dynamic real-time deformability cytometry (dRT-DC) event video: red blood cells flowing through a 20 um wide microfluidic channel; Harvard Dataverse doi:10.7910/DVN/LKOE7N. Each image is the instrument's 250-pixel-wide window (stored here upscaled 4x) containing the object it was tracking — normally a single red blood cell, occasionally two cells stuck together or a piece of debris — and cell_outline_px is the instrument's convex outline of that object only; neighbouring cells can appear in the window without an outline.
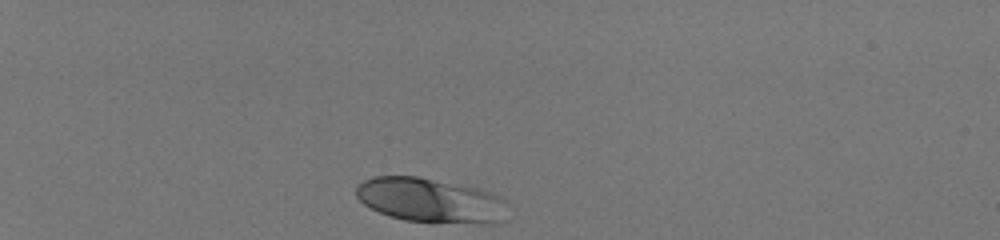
{"species": "human", "species_latin": "Homo sapiens", "temperature_condition": "room temperature", "stored_images_in_passage": 35, "camera_frame_rate_fps": 3000, "um_per_image_px": 0.085, "donor": {"sex": "male"}, "frame": {"image": 1, "passage_image": 1, "time_ms": 0.0, "image_size_px": [1000, 240], "cell_outline_px": [[508, 204], [500, 224], [480, 224], [404, 220], [388, 216], [364, 204], [356, 196], [356, 184], [372, 176], [416, 176], [476, 188], [488, 192], [504, 200]], "centroid_in_image_um": [36.57, 17.04], "position_along_channel_um": 48.4, "area_um2": 39.19}}
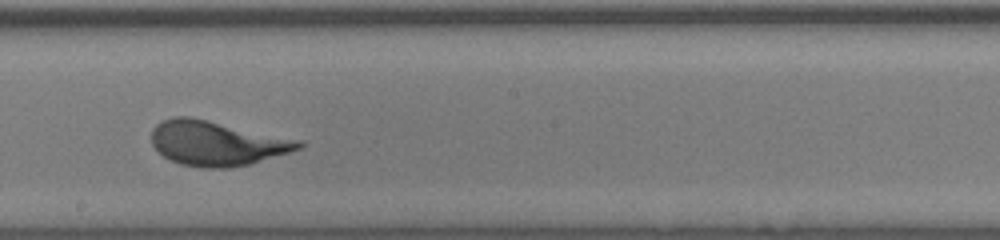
{"frame": {"image": 2, "passage_image": 20, "time_ms": 6.333, "image_size_px": [1000, 240], "cell_outline_px": [[304, 144], [300, 148], [288, 152], [248, 164], [228, 168], [204, 168], [180, 164], [164, 156], [152, 144], [152, 128], [160, 120], [172, 116], [188, 116], [304, 140]], "centroid_in_image_um": [18.41, 12.16], "position_along_channel_um": 229.8, "area_um2": 38.21}}
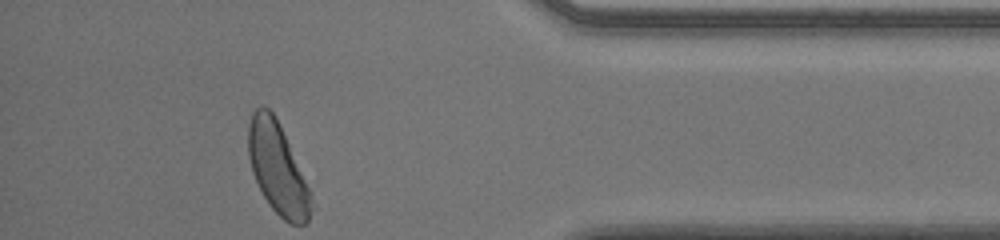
{"frame": {"image": 3, "passage_image": 35, "time_ms": 11.333, "image_size_px": [1000, 240], "cell_outline_px": [[316, 208], [308, 220], [304, 224], [288, 224], [268, 204], [252, 172], [248, 156], [248, 124], [252, 112], [256, 108], [268, 108], [276, 116], [308, 188]], "centroid_in_image_um": [23.59, 14.36], "position_along_channel_um": 411.6, "area_um2": 33.06}}